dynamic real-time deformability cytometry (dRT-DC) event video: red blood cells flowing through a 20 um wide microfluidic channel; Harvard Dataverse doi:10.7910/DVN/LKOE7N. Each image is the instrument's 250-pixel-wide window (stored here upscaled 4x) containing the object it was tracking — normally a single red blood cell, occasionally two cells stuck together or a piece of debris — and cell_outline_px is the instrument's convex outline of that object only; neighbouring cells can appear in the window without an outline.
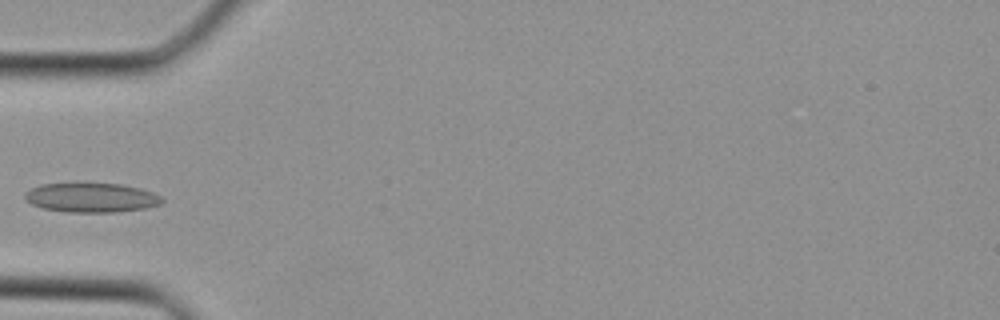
{"species": "Egyptian fruit bat (a non-hibernating species)", "species_latin": "Rousettus aegyptiacus", "temperature_condition": "cold", "stored_images_in_passage": 26, "camera_frame_rate_fps": 3000, "um_per_image_px": 0.085, "animal": {"sex": "female"}, "frame": {"image": 1, "passage_image": 1, "time_ms": 0.0, "image_size_px": [1000, 320], "cell_outline_px": [[164, 200], [160, 204], [144, 208], [116, 212], [68, 212], [44, 208], [32, 204], [24, 196], [24, 192], [40, 184], [120, 184], [140, 188], [152, 192], [160, 196]], "centroid_in_image_um": [7.77, 16.8], "position_along_channel_um": 77.2, "area_um2": 23.12}}
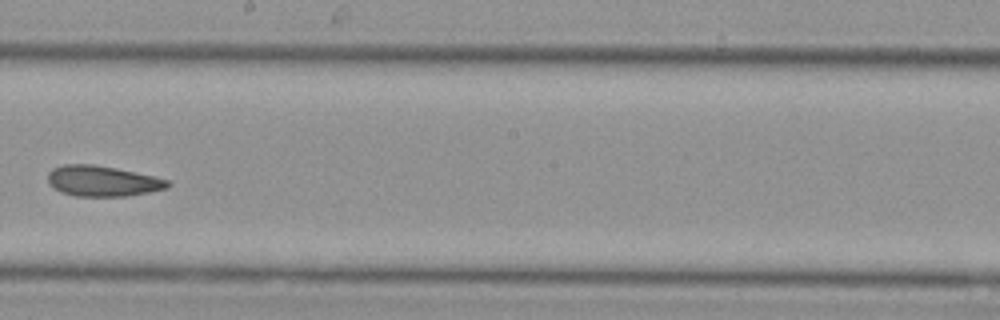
{"frame": {"image": 2, "passage_image": 10, "time_ms": 3.0, "image_size_px": [1000, 320], "cell_outline_px": [[172, 184], [164, 188], [148, 192], [124, 196], [76, 196], [60, 192], [48, 184], [48, 172], [52, 168], [64, 164], [92, 164], [116, 168], [152, 176], [168, 180]], "centroid_in_image_um": [8.65, 15.38], "position_along_channel_um": 239.6, "area_um2": 21.21}}
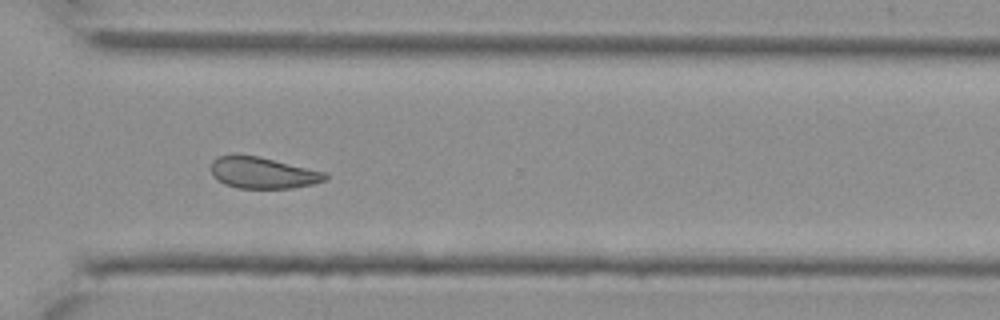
{"frame": {"image": 3, "passage_image": 16, "time_ms": 5.0, "image_size_px": [1000, 320], "cell_outline_px": [[328, 176], [324, 180], [312, 184], [292, 188], [236, 188], [224, 184], [212, 176], [212, 160], [216, 156], [260, 156], [324, 172]], "centroid_in_image_um": [22.31, 14.7], "position_along_channel_um": 348.3, "area_um2": 20.58}}